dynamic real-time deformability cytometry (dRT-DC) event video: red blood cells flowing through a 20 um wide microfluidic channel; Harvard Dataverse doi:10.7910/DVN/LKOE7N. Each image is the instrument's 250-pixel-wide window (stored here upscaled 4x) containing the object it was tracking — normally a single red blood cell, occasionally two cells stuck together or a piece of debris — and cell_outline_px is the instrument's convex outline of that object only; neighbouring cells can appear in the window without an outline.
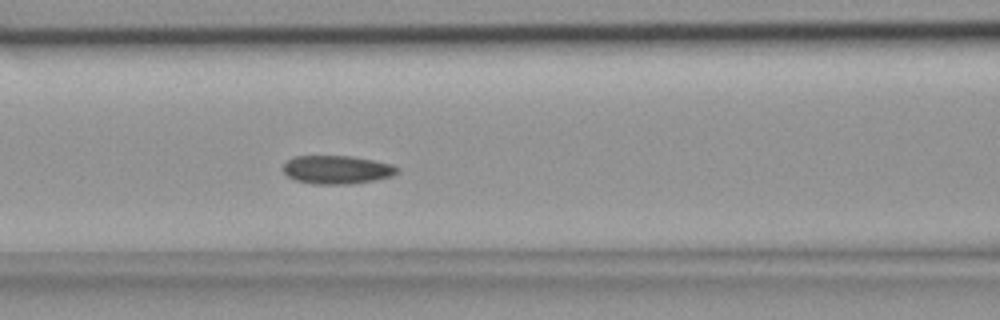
{"species": "common noctule bat (a hibernating species)", "species_latin": "Nyctalus noctula", "temperature_condition": "room temperature", "stored_images_in_passage": 37, "camera_frame_rate_fps": 3000, "um_per_image_px": 0.085, "animal": {"sex": "female", "body_mass_g": 18.4}, "frame": {"image": 1, "passage_image": 17, "time_ms": 5.333, "image_size_px": [1000, 320], "cell_outline_px": [[400, 168], [392, 176], [372, 180], [348, 184], [312, 184], [296, 180], [288, 176], [280, 168], [292, 156], [352, 156], [392, 164]], "centroid_in_image_um": [28.59, 14.41], "position_along_channel_um": 138.0, "area_um2": 18.84}}
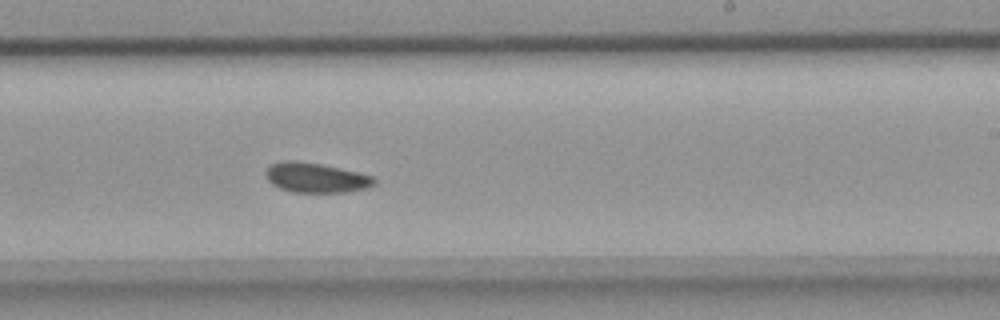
{"frame": {"image": 2, "passage_image": 25, "time_ms": 8.0, "image_size_px": [1000, 320], "cell_outline_px": [[376, 184], [368, 188], [344, 192], [292, 192], [280, 188], [272, 184], [268, 180], [264, 172], [268, 164], [280, 160], [296, 160], [320, 164], [340, 168], [372, 176], [376, 180]], "centroid_in_image_um": [26.8, 15.09], "position_along_channel_um": 262.2, "area_um2": 19.02}}
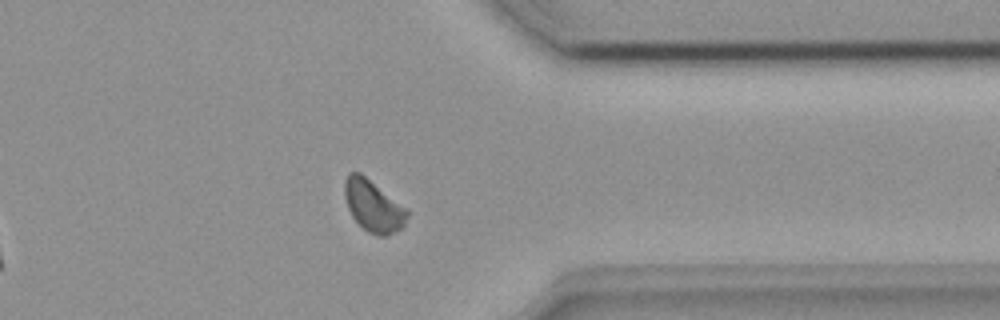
{"frame": {"image": 3, "passage_image": 33, "time_ms": 10.667, "image_size_px": [1000, 320], "cell_outline_px": [[408, 216], [404, 228], [388, 236], [376, 236], [368, 232], [352, 216], [348, 208], [344, 196], [344, 180], [348, 172], [360, 172], [408, 208]], "centroid_in_image_um": [31.76, 17.51], "position_along_channel_um": 379.6, "area_um2": 19.19}}